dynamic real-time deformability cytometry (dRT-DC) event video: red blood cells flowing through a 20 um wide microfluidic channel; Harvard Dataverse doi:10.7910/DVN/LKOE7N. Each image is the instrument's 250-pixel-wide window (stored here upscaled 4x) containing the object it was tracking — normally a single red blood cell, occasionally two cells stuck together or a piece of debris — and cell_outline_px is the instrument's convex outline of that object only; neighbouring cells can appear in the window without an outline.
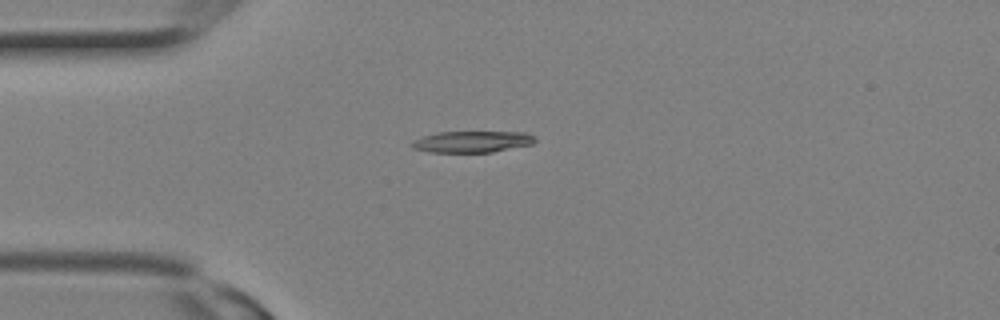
{"species": "Egyptian fruit bat (a non-hibernating species)", "species_latin": "Rousettus aegyptiacus", "temperature_condition": "room temperature", "stored_images_in_passage": 2, "camera_frame_rate_fps": 3000, "um_per_image_px": 0.085, "animal": {"sex": "female"}, "frame": {"image": 1, "passage_image": 2, "time_ms": 0.333, "image_size_px": [1000, 320], "cell_outline_px": [[536, 140], [532, 144], [492, 152], [428, 152], [412, 148], [408, 144], [412, 140], [436, 132], [524, 132], [536, 136]], "centroid_in_image_um": [40.09, 12.04], "position_along_channel_um": 44.9, "area_um2": 15.49}}